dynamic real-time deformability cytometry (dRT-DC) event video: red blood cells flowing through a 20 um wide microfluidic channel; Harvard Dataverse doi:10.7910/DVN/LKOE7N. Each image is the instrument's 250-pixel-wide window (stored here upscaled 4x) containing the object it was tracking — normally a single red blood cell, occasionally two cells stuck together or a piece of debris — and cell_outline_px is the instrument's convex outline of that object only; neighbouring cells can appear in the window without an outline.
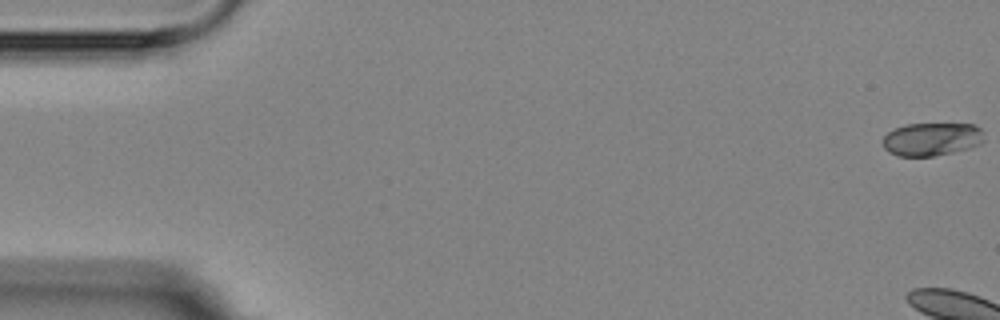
{"species": "Egyptian fruit bat (a non-hibernating species)", "species_latin": "Rousettus aegyptiacus", "temperature_condition": "room temperature", "stored_images_in_passage": 6, "camera_frame_rate_fps": 3000, "um_per_image_px": 0.085, "animal": {"sex": "female"}, "frame": {"image": 1, "passage_image": 1, "time_ms": 0.0, "image_size_px": [1000, 320], "cell_outline_px": [[984, 140], [980, 144], [968, 148], [952, 152], [932, 156], [896, 156], [888, 152], [884, 148], [880, 140], [888, 132], [896, 128], [908, 124], [972, 124], [980, 128]], "centroid_in_image_um": [79.14, 11.83], "position_along_channel_um": 5.9, "area_um2": 19.54}}